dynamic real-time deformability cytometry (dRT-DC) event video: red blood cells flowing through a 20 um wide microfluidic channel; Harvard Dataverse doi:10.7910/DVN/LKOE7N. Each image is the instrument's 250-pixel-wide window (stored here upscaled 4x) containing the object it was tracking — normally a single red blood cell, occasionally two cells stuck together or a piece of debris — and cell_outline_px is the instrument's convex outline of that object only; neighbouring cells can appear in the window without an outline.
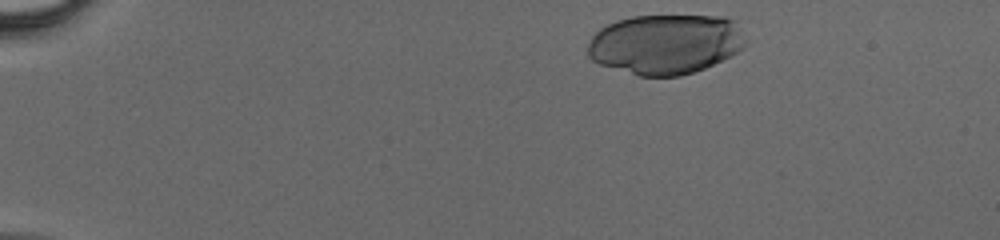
{"species": "human", "species_latin": "Homo sapiens", "temperature_condition": "cold", "stored_images_in_passage": 36, "camera_frame_rate_fps": 3000, "um_per_image_px": 0.085, "donor": {"sex": "male"}, "frame": {"image": 1, "passage_image": 1, "time_ms": 0.0, "image_size_px": [1000, 240], "cell_outline_px": [[744, 48], [732, 56], [704, 68], [680, 76], [640, 76], [600, 64], [592, 60], [588, 56], [588, 40], [600, 28], [616, 20], [632, 16], [724, 16], [732, 20], [744, 40]], "centroid_in_image_um": [56.53, 3.75], "position_along_channel_um": 28.5, "area_um2": 54.91}}